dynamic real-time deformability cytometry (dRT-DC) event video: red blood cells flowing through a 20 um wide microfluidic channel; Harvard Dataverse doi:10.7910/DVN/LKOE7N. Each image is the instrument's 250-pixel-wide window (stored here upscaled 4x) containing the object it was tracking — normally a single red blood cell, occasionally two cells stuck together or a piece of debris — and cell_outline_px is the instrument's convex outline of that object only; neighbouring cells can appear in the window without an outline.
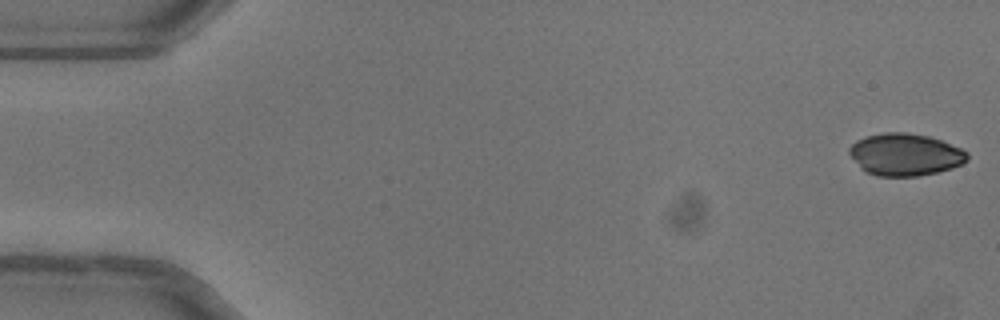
{"species": "common noctule bat (a hibernating species)", "species_latin": "Nyctalus noctula", "temperature_condition": "warm", "stored_images_in_passage": 11, "camera_frame_rate_fps": 3000, "um_per_image_px": 0.085, "animal": {"sex": "female"}, "frame": {"image": 1, "passage_image": 1, "time_ms": 0.0, "image_size_px": [1000, 320], "cell_outline_px": [[968, 160], [952, 168], [936, 172], [916, 176], [876, 176], [860, 168], [848, 152], [848, 148], [856, 140], [868, 136], [884, 132], [908, 132], [928, 136], [940, 140], [960, 148], [968, 152]], "centroid_in_image_um": [76.92, 13.13], "position_along_channel_um": 8.1, "area_um2": 28.9}}